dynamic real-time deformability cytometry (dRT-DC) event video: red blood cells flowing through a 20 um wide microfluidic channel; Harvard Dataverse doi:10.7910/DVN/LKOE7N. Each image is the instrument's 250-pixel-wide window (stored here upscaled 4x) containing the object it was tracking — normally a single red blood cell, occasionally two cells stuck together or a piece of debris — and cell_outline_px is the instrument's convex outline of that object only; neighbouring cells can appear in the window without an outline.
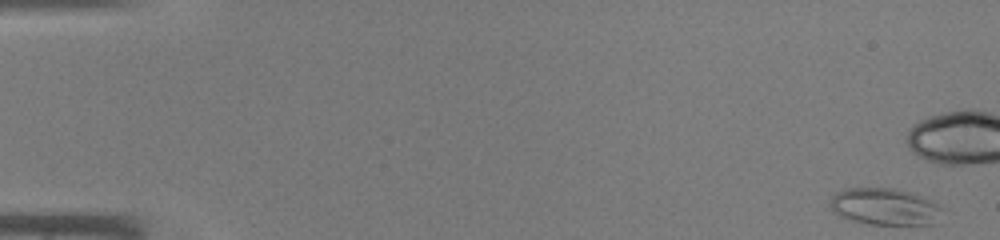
{"species": "common noctule bat (a hibernating species)", "species_latin": "Nyctalus noctula", "temperature_condition": "warm", "stored_images_in_passage": 46, "camera_frame_rate_fps": 3000, "um_per_image_px": 0.085, "animal": {"sex": "male", "body_mass_g": 19.0, "forearm_length_mm": 50.8}, "frame": {"image": 1, "passage_image": 1, "time_ms": 0.0, "image_size_px": [1000, 240], "cell_outline_px": [[940, 224], [868, 224], [852, 220], [840, 216], [832, 208], [832, 196], [836, 192], [844, 188], [896, 188], [912, 192], [932, 200], [940, 208]], "centroid_in_image_um": [75.25, 17.56], "position_along_channel_um": 9.8, "area_um2": 24.04}}
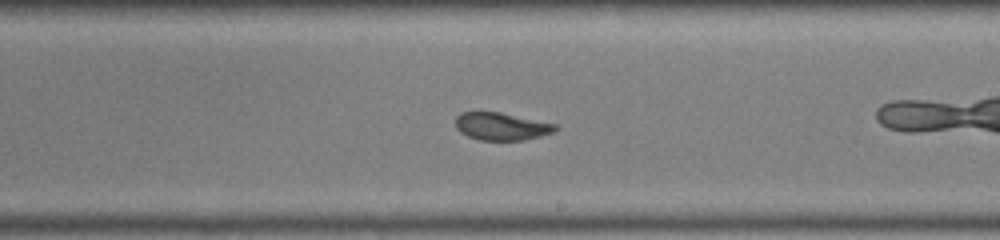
{"frame": {"image": 2, "passage_image": 27, "time_ms": 8.667, "image_size_px": [1000, 240], "cell_outline_px": [[560, 128], [556, 132], [524, 140], [480, 140], [468, 136], [460, 132], [456, 128], [456, 116], [460, 112], [500, 112], [556, 124]], "centroid_in_image_um": [42.65, 10.74], "position_along_channel_um": 246.4, "area_um2": 16.13}}
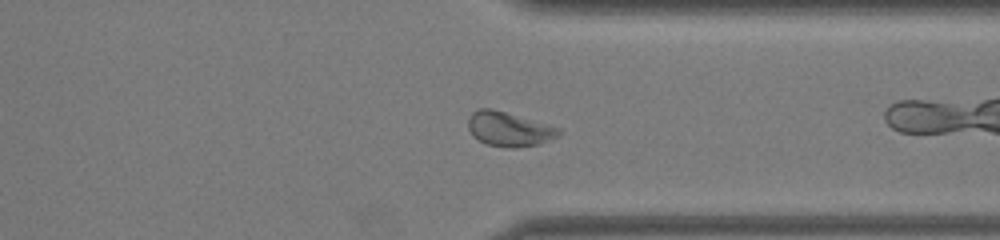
{"frame": {"image": 3, "passage_image": 35, "time_ms": 11.333, "image_size_px": [1000, 240], "cell_outline_px": [[564, 132], [560, 136], [540, 144], [512, 148], [508, 148], [488, 144], [480, 140], [468, 128], [468, 116], [472, 112], [480, 108], [492, 108], [564, 128]], "centroid_in_image_um": [43.36, 10.96], "position_along_channel_um": 368.0, "area_um2": 18.44}}